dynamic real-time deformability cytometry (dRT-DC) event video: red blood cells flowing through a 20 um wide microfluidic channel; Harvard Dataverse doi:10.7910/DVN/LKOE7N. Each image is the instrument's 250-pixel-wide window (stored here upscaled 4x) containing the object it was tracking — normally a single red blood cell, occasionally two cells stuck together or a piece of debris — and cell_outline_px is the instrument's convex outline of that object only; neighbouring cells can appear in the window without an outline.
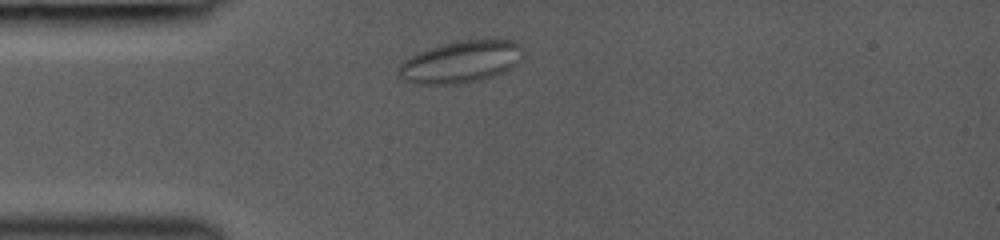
{"species": "common noctule bat (a hibernating species)", "species_latin": "Nyctalus noctula", "temperature_condition": "room temperature", "stored_images_in_passage": 4, "camera_frame_rate_fps": 3000, "um_per_image_px": 0.085, "animal": {"sex": "female", "body_mass_g": 19.0, "forearm_length_mm": 53.3}, "frame": {"image": 1, "passage_image": 2, "time_ms": 1.0, "image_size_px": [1000, 240], "cell_outline_px": [[524, 48], [520, 60], [512, 68], [504, 72], [480, 80], [464, 84], [416, 84], [404, 80], [396, 72], [400, 64], [404, 60], [420, 52], [444, 44], [464, 40], [516, 40]], "centroid_in_image_um": [39.2, 5.27], "position_along_channel_um": 45.8, "area_um2": 30.4}}
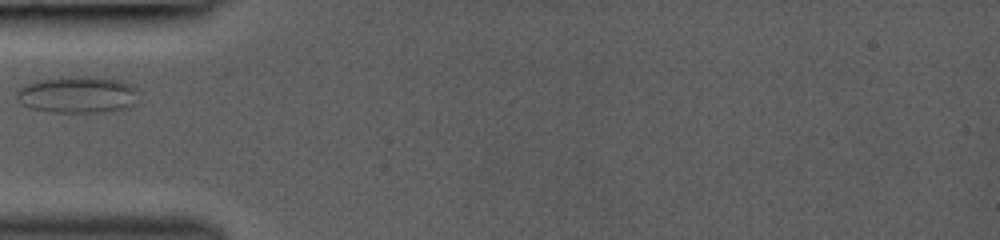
{"frame": {"image": 2, "passage_image": 3, "time_ms": 2.333, "image_size_px": [1000, 240], "cell_outline_px": [[136, 92], [132, 104], [124, 108], [112, 112], [48, 112], [32, 108], [24, 104], [16, 96], [16, 92], [24, 84], [32, 80], [56, 76], [100, 76], [120, 80], [132, 84], [136, 88]], "centroid_in_image_um": [6.56, 8.01], "position_along_channel_um": 78.4, "area_um2": 26.53}}
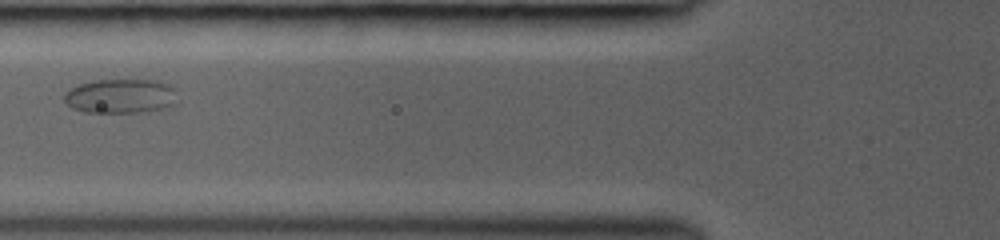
{"frame": {"image": 3, "passage_image": 4, "time_ms": 3.333, "image_size_px": [1000, 240], "cell_outline_px": [[176, 104], [164, 108], [140, 112], [84, 112], [72, 108], [64, 100], [64, 92], [80, 84], [96, 80], [160, 80], [172, 84]], "centroid_in_image_um": [10.26, 8.16], "position_along_channel_um": 115.5, "area_um2": 22.66}}